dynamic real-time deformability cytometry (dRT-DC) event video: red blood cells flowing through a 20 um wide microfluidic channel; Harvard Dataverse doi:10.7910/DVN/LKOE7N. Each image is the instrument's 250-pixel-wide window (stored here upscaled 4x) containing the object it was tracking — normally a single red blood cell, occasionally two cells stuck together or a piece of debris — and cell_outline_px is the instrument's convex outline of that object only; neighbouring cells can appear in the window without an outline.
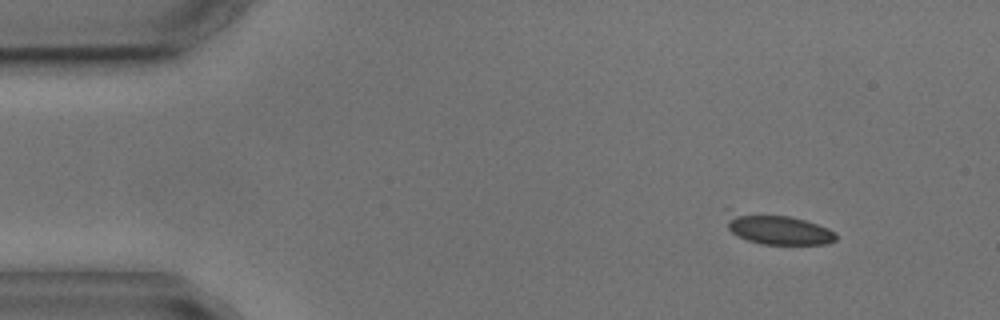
{"species": "common noctule bat (a hibernating species)", "species_latin": "Nyctalus noctula", "temperature_condition": "cold", "stored_images_in_passage": 8, "camera_frame_rate_fps": 3000, "um_per_image_px": 0.085, "animal": {"sex": "male", "body_mass_g": 17.9, "forearm_length_mm": 54.2}, "frame": {"image": 1, "passage_image": 1, "time_ms": 0.0, "image_size_px": [1000, 320], "cell_outline_px": [[836, 240], [828, 244], [764, 244], [748, 240], [732, 232], [728, 228], [724, 208], [724, 204], [792, 216], [828, 228], [836, 232]], "centroid_in_image_um": [65.9, 19.35], "position_along_channel_um": 19.1, "area_um2": 20.81}}
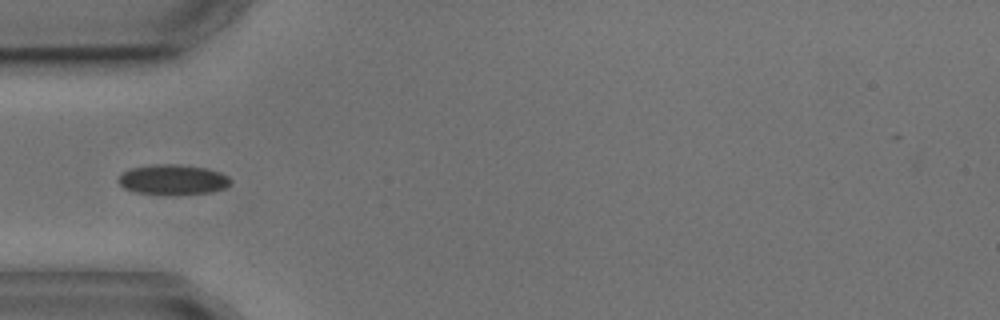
{"frame": {"image": 2, "passage_image": 4, "time_ms": 3.667, "image_size_px": [1000, 320], "cell_outline_px": [[232, 180], [224, 188], [212, 192], [172, 196], [136, 192], [124, 188], [116, 180], [120, 172], [132, 168], [156, 164], [176, 164], [204, 168], [220, 172], [228, 176]], "centroid_in_image_um": [14.66, 15.29], "position_along_channel_um": 70.3, "area_um2": 20.0}}
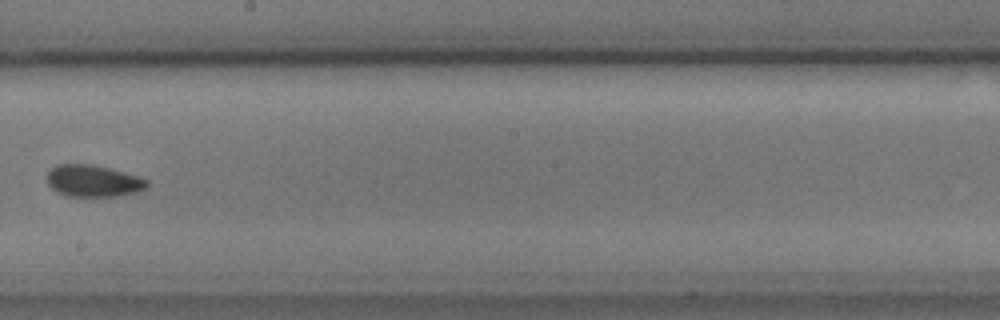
{"frame": {"image": 3, "passage_image": 8, "time_ms": 8.333, "image_size_px": [1000, 320], "cell_outline_px": [[148, 188], [136, 192], [116, 196], [64, 196], [56, 192], [48, 184], [48, 172], [56, 164], [92, 164], [140, 176], [148, 180]], "centroid_in_image_um": [7.93, 15.38], "position_along_channel_um": 240.3, "area_um2": 18.61}}